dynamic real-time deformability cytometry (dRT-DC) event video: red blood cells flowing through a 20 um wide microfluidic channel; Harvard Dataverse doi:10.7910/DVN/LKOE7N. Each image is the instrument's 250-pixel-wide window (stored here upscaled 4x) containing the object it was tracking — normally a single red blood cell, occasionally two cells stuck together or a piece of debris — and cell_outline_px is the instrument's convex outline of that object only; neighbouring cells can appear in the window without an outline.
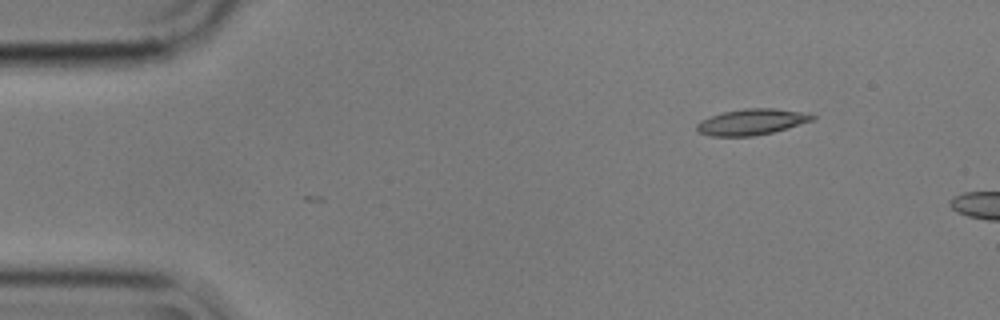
{"species": "common noctule bat (a hibernating species)", "species_latin": "Nyctalus noctula", "temperature_condition": "cold", "stored_images_in_passage": 2, "camera_frame_rate_fps": 3000, "um_per_image_px": 0.085, "animal": {"sex": "male", "body_mass_g": 17.9}, "frame": {"image": 1, "passage_image": 1, "time_ms": 0.0, "image_size_px": [1000, 320], "cell_outline_px": [[816, 116], [812, 120], [788, 128], [772, 132], [752, 136], [712, 136], [696, 132], [696, 124], [700, 120], [724, 112], [744, 108], [772, 108], [800, 112]], "centroid_in_image_um": [63.83, 10.37], "position_along_channel_um": 21.2, "area_um2": 17.28}}